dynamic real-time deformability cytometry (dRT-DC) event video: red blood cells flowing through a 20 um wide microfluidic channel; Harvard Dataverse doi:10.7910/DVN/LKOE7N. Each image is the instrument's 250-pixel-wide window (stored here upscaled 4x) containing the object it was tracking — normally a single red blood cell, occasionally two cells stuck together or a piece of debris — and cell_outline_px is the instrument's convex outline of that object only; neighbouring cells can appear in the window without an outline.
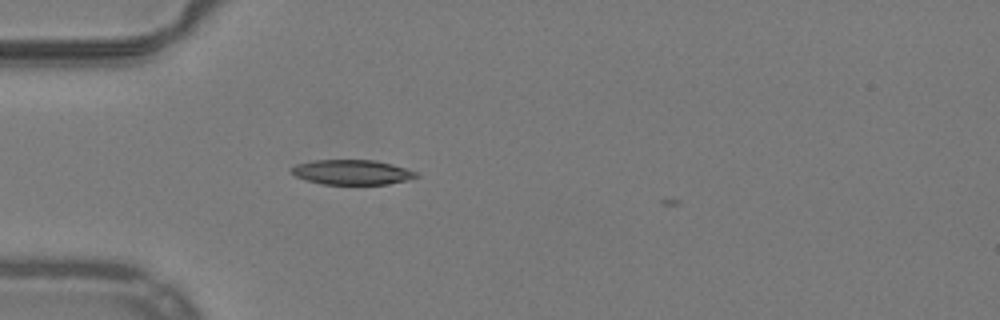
{"species": "common noctule bat (a hibernating species)", "species_latin": "Nyctalus noctula", "temperature_condition": "warm", "stored_images_in_passage": 32, "camera_frame_rate_fps": 3000, "um_per_image_px": 0.085, "animal": {"sex": "male", "body_mass_g": 19.2, "forearm_length_mm": 51.8}, "frame": {"image": 1, "passage_image": 1, "time_ms": 0.0, "image_size_px": [1000, 320], "cell_outline_px": [[420, 176], [408, 180], [388, 184], [324, 184], [308, 180], [296, 176], [288, 168], [296, 164], [312, 160], [376, 160], [408, 168], [416, 172]], "centroid_in_image_um": [29.94, 14.63], "position_along_channel_um": 55.1, "area_um2": 18.15}}
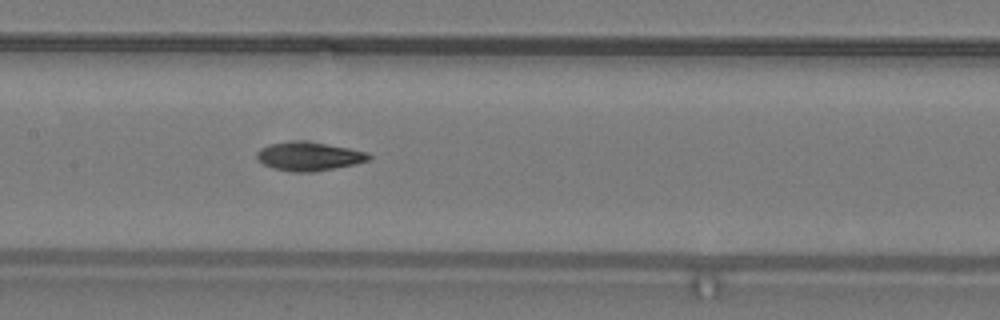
{"frame": {"image": 2, "passage_image": 11, "time_ms": 3.333, "image_size_px": [1000, 320], "cell_outline_px": [[372, 156], [368, 160], [352, 164], [312, 172], [296, 172], [272, 168], [264, 164], [256, 156], [256, 152], [260, 148], [268, 144], [292, 140], [304, 140], [348, 148], [368, 152]], "centroid_in_image_um": [26.21, 13.26], "position_along_channel_um": 181.2, "area_um2": 18.61}}
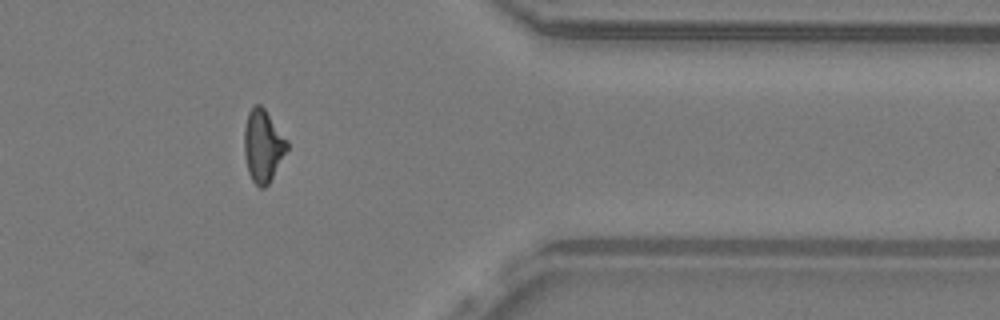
{"frame": {"image": 3, "passage_image": 28, "time_ms": 9.0, "image_size_px": [1000, 320], "cell_outline_px": [[288, 148], [268, 184], [264, 188], [260, 188], [252, 180], [248, 172], [244, 156], [244, 128], [248, 112], [252, 104], [260, 104], [264, 108], [288, 140]], "centroid_in_image_um": [22.33, 12.37], "position_along_channel_um": 389.1, "area_um2": 18.09}}